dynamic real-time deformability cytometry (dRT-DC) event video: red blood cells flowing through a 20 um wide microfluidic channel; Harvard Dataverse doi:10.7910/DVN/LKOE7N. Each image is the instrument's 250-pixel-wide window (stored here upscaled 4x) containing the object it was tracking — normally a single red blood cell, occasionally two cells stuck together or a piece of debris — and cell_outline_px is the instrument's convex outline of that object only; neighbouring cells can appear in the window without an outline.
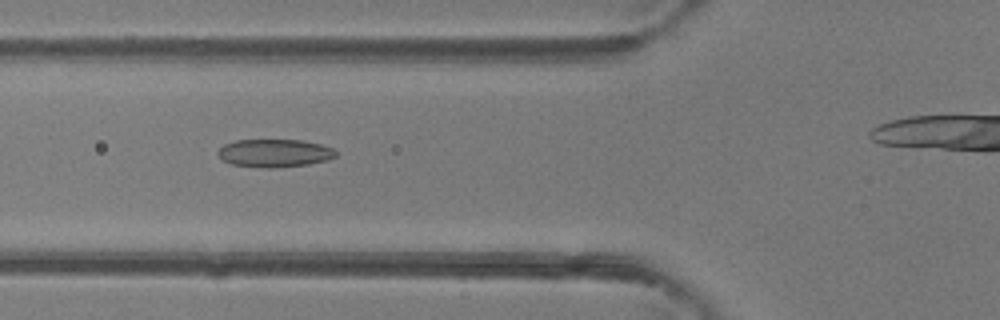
{"species": "common noctule bat (a hibernating species)", "species_latin": "Nyctalus noctula", "temperature_condition": "room temperature", "stored_images_in_passage": 38, "camera_frame_rate_fps": 3000, "um_per_image_px": 0.085, "animal": {"sex": "female"}, "frame": {"image": 1, "passage_image": 17, "time_ms": 5.333, "image_size_px": [1000, 320], "cell_outline_px": [[336, 156], [328, 160], [308, 164], [272, 168], [268, 168], [232, 164], [224, 160], [216, 152], [224, 144], [236, 140], [300, 140], [320, 144], [332, 148], [336, 152]], "centroid_in_image_um": [23.34, 13.01], "position_along_channel_um": 102.5, "area_um2": 19.02}}
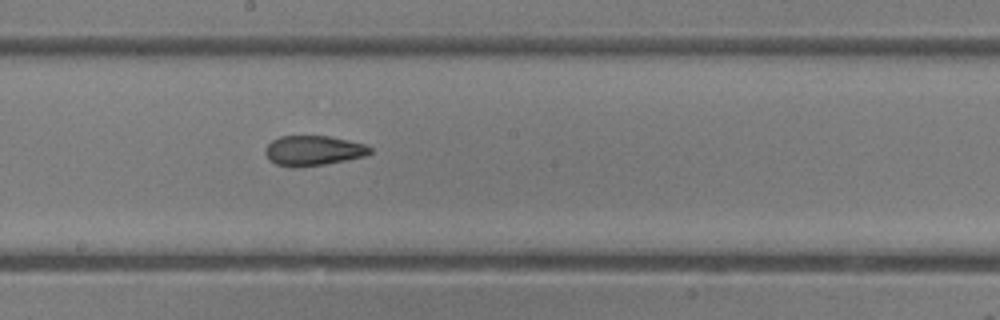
{"frame": {"image": 2, "passage_image": 25, "time_ms": 8.0, "image_size_px": [1000, 320], "cell_outline_px": [[372, 152], [364, 156], [324, 164], [300, 168], [292, 168], [276, 164], [268, 160], [264, 152], [264, 148], [272, 140], [280, 136], [328, 136], [348, 140], [364, 144], [372, 148]], "centroid_in_image_um": [26.57, 12.81], "position_along_channel_um": 221.6, "area_um2": 18.44}}
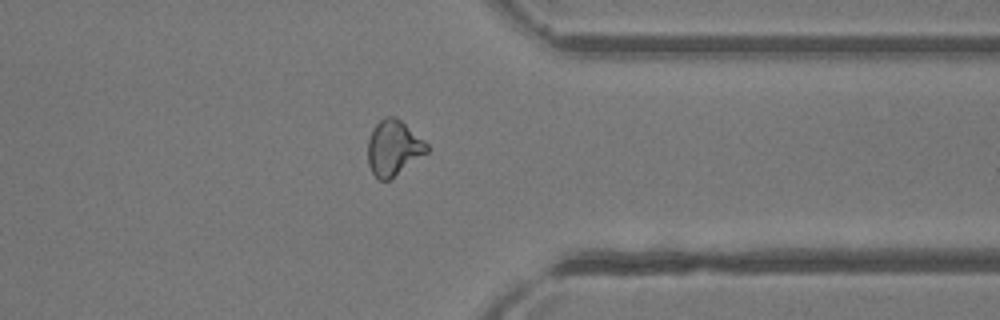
{"frame": {"image": 3, "passage_image": 36, "time_ms": 11.667, "image_size_px": [1000, 320], "cell_outline_px": [[428, 152], [392, 180], [380, 180], [372, 172], [368, 164], [368, 140], [372, 128], [384, 116], [396, 116], [424, 140], [428, 144]], "centroid_in_image_um": [33.45, 12.58], "position_along_channel_um": 377.9, "area_um2": 19.31}}